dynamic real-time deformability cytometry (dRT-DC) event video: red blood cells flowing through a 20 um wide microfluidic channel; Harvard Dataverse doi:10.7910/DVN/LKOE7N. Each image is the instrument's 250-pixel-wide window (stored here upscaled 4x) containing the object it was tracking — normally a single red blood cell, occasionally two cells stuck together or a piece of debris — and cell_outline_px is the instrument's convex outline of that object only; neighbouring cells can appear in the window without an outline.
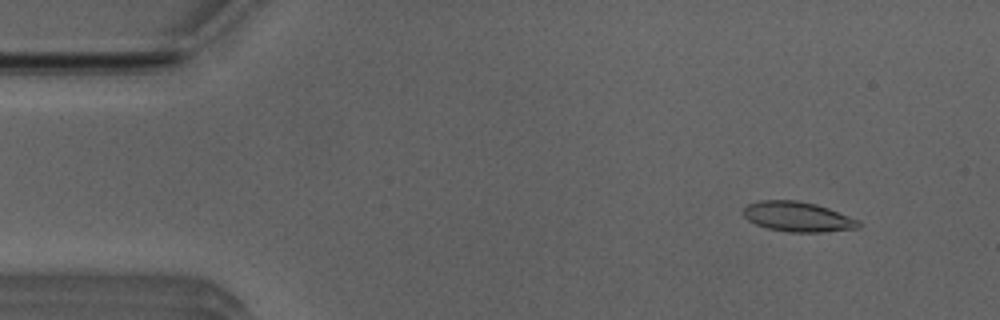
{"species": "Egyptian fruit bat (a non-hibernating species)", "species_latin": "Rousettus aegyptiacus", "temperature_condition": "room temperature", "stored_images_in_passage": 51, "camera_frame_rate_fps": 3000, "um_per_image_px": 0.085, "animal": {"sex": "male"}, "frame": {"image": 1, "passage_image": 5, "time_ms": 1.333, "image_size_px": [1000, 320], "cell_outline_px": [[860, 228], [820, 232], [788, 232], [768, 228], [756, 224], [748, 220], [740, 212], [748, 204], [760, 200], [796, 200], [816, 204], [828, 208], [860, 220]], "centroid_in_image_um": [67.79, 18.42], "position_along_channel_um": 17.2, "area_um2": 20.17}}
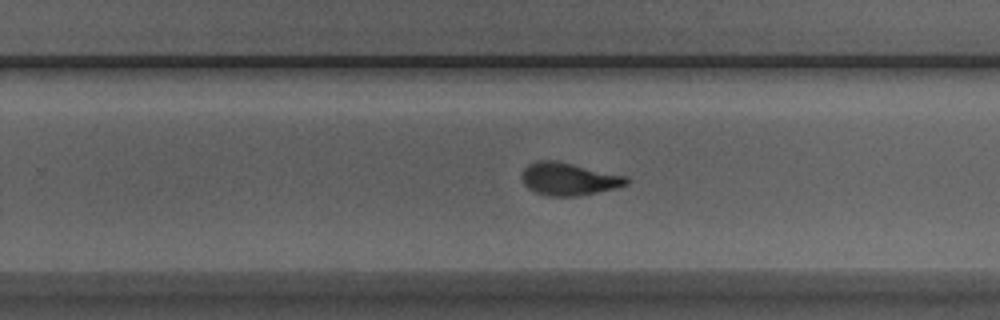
{"frame": {"image": 2, "passage_image": 32, "time_ms": 10.333, "image_size_px": [1000, 320], "cell_outline_px": [[632, 180], [628, 184], [616, 188], [580, 196], [548, 196], [536, 192], [528, 188], [524, 184], [524, 168], [528, 164], [536, 160], [552, 160], [572, 164], [628, 176]], "centroid_in_image_um": [48.4, 15.22], "position_along_channel_um": 281.4, "area_um2": 19.83}}
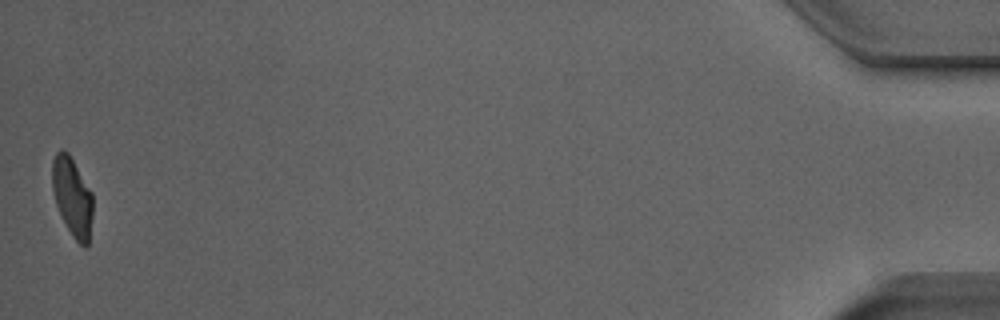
{"frame": {"image": 3, "passage_image": 51, "time_ms": 16.667, "image_size_px": [1000, 320], "cell_outline_px": [[92, 216], [88, 244], [84, 248], [72, 236], [56, 204], [52, 188], [52, 160], [56, 152], [60, 148], [64, 148], [68, 152], [92, 192]], "centroid_in_image_um": [6.14, 16.68], "position_along_channel_um": 429.1, "area_um2": 18.55}, "authors_computed_cell_mechanics": {"area_um2": 20.1144, "velocity_mm_per_s": 3.9483, "shape_relaxation_time_tau1_ms": 4.2496, "shape_relaxation_time_tau2_ms": 1.2688, "deformation_change_tau1": 0.1618, "deformation_change_tau2": 0.0681}}